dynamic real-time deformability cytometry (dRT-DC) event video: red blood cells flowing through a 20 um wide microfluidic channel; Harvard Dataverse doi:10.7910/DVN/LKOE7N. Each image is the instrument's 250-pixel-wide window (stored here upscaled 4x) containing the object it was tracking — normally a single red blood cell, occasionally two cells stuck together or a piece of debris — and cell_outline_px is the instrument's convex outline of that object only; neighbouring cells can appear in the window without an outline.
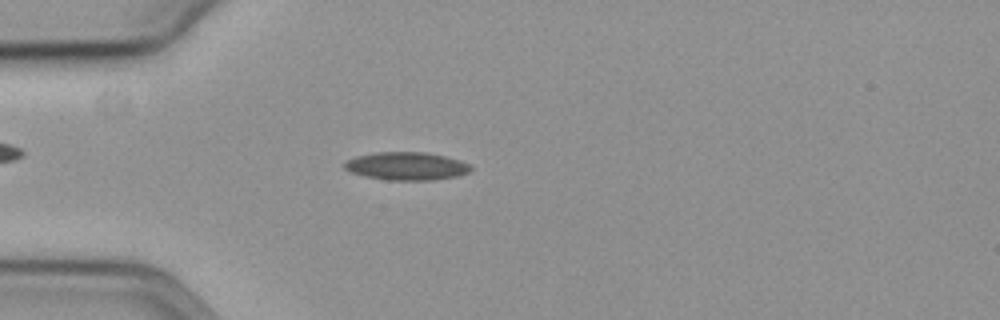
{"species": "common noctule bat (a hibernating species)", "species_latin": "Nyctalus noctula", "temperature_condition": "cold", "stored_images_in_passage": 52, "camera_frame_rate_fps": 3000, "um_per_image_px": 0.085, "animal": {"sex": "female", "body_mass_g": 19.3, "forearm_length_mm": 54.1}, "frame": {"image": 1, "passage_image": 11, "time_ms": 3.333, "image_size_px": [1000, 320], "cell_outline_px": [[472, 168], [468, 172], [460, 176], [432, 180], [388, 180], [368, 176], [352, 172], [344, 168], [344, 164], [348, 160], [356, 156], [376, 152], [424, 152], [444, 156], [460, 160], [468, 164]], "centroid_in_image_um": [34.58, 14.12], "position_along_channel_um": 50.4, "area_um2": 20.4}}
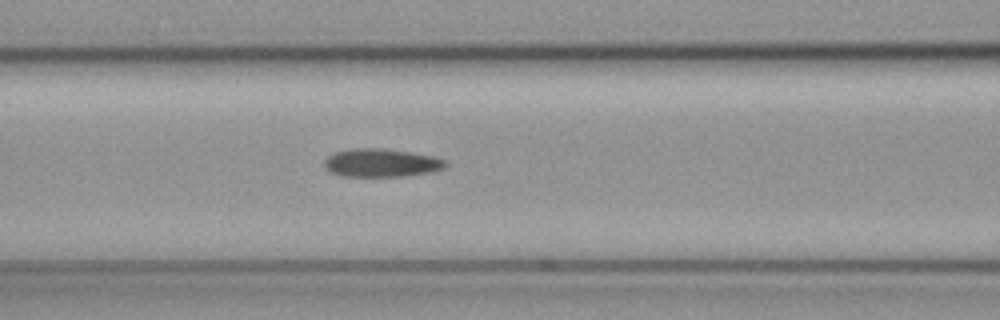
{"frame": {"image": 2, "passage_image": 19, "time_ms": 6.0, "image_size_px": [1000, 320], "cell_outline_px": [[448, 164], [444, 168], [428, 172], [404, 176], [340, 176], [332, 172], [324, 164], [324, 160], [328, 156], [336, 152], [356, 148], [384, 148], [432, 156], [448, 160]], "centroid_in_image_um": [32.43, 13.84], "position_along_channel_um": 134.2, "area_um2": 19.71}}
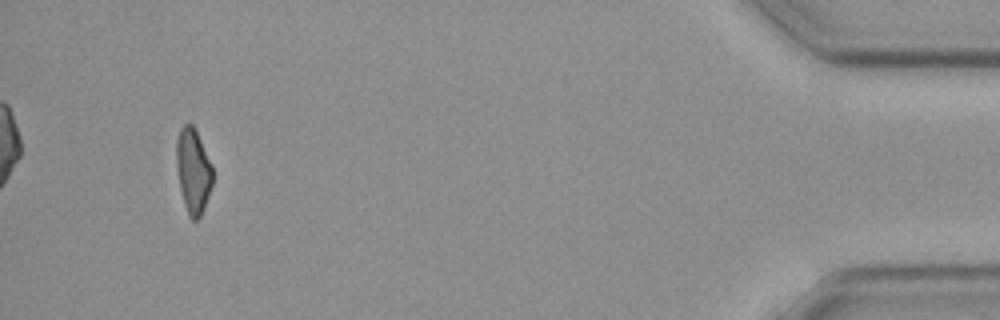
{"frame": {"image": 3, "passage_image": 49, "time_ms": 16.0, "image_size_px": [1000, 320], "cell_outline_px": [[212, 184], [204, 208], [200, 216], [196, 220], [192, 220], [188, 216], [184, 204], [180, 188], [176, 164], [176, 140], [180, 128], [184, 124], [192, 124], [196, 128], [212, 164]], "centroid_in_image_um": [16.41, 14.49], "position_along_channel_um": 418.8, "area_um2": 18.03}, "authors_computed_cell_mechanics": {"area_um2": 19.3919, "velocity_mm_per_s": 3.6162, "shape_relaxation_time_tau1_ms": null, "shape_relaxation_time_tau2_ms": 7.4573, "deformation_change_tau1": null, "deformation_change_tau2": 0.1457}}